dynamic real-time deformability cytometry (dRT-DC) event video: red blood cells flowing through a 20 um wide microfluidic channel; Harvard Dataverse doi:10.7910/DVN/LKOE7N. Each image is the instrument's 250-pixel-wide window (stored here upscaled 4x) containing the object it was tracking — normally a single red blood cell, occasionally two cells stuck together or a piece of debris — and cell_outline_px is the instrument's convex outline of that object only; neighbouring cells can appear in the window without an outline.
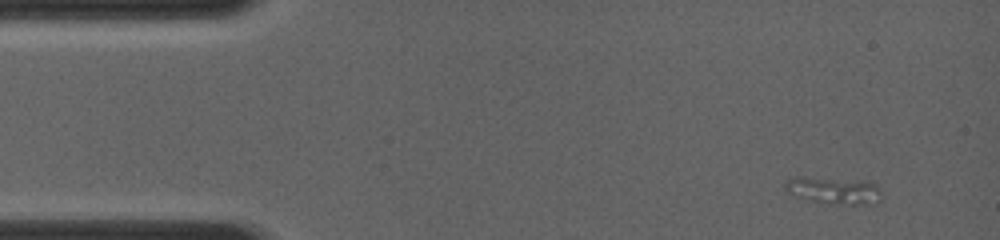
{"species": "common noctule bat (a hibernating species)", "species_latin": "Nyctalus noctula", "temperature_condition": "room temperature", "stored_images_in_passage": 7, "camera_frame_rate_fps": 4000, "um_per_image_px": 0.085, "animal": {"sex": "female", "body_mass_g": 19.0, "forearm_length_mm": 56.7}, "frame": {"image": 1, "passage_image": 1, "time_ms": 0.0, "image_size_px": [1000, 240], "cell_outline_px": [[880, 200], [876, 204], [832, 204], [808, 200], [792, 196], [784, 192], [784, 180], [800, 176], [804, 176], [876, 184], [880, 192]], "centroid_in_image_um": [70.74, 16.21], "position_along_channel_um": 14.3, "area_um2": 15.09}}